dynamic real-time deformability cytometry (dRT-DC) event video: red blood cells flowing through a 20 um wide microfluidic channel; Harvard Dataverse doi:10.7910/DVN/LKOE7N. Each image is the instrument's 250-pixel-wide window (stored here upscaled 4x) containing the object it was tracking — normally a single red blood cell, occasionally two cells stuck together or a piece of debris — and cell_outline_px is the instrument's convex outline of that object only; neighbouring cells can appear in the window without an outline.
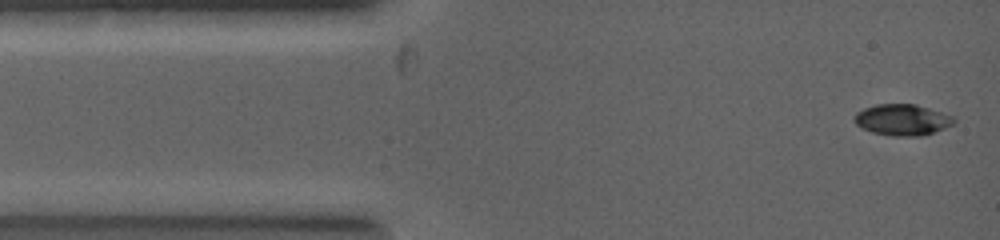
{"species": "common noctule bat (a hibernating species)", "species_latin": "Nyctalus noctula", "temperature_condition": "warm", "stored_images_in_passage": 2, "camera_frame_rate_fps": 5000, "um_per_image_px": 0.085, "animal": {"sex": "female", "body_mass_g": 19.0, "forearm_length_mm": 53.3}, "frame": {"image": 1, "passage_image": 1, "time_ms": 0.0, "image_size_px": [1000, 240], "cell_outline_px": [[956, 124], [920, 136], [892, 136], [872, 132], [856, 124], [852, 120], [852, 116], [856, 112], [864, 108], [876, 104], [916, 104], [956, 116]], "centroid_in_image_um": [76.71, 10.17], "position_along_channel_um": 8.3, "area_um2": 18.32}}